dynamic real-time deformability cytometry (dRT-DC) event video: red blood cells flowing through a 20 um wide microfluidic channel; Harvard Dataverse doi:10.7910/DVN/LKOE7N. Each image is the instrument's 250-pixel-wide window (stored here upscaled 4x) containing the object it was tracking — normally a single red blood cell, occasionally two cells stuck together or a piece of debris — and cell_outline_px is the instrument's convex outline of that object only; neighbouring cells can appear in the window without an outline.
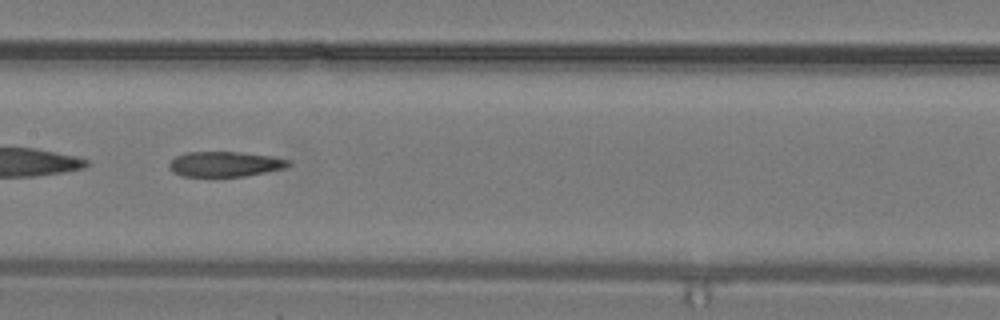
{"species": "common noctule bat (a hibernating species)", "species_latin": "Nyctalus noctula", "temperature_condition": "warm", "stored_images_in_passage": 22, "camera_frame_rate_fps": 3000, "um_per_image_px": 0.085, "animal": {"sex": "male", "body_mass_g": 19.2, "forearm_length_mm": 51.8}, "frame": {"image": 1, "passage_image": 7, "time_ms": 2.0, "image_size_px": [1000, 320], "cell_outline_px": [[292, 164], [284, 168], [244, 176], [180, 176], [172, 172], [168, 168], [168, 164], [176, 156], [184, 152], [240, 152], [272, 156], [292, 160]], "centroid_in_image_um": [19.11, 13.94], "position_along_channel_um": 188.3, "area_um2": 17.57}}
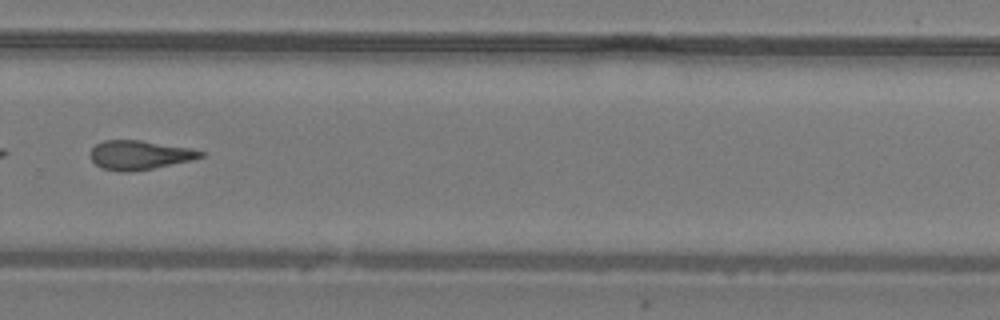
{"frame": {"image": 2, "passage_image": 13, "time_ms": 4.0, "image_size_px": [1000, 320], "cell_outline_px": [[204, 156], [192, 160], [132, 172], [120, 172], [104, 168], [96, 164], [88, 156], [92, 148], [96, 144], [104, 140], [140, 140], [188, 148], [204, 152]], "centroid_in_image_um": [11.82, 13.18], "position_along_channel_um": 318.0, "area_um2": 18.55}}